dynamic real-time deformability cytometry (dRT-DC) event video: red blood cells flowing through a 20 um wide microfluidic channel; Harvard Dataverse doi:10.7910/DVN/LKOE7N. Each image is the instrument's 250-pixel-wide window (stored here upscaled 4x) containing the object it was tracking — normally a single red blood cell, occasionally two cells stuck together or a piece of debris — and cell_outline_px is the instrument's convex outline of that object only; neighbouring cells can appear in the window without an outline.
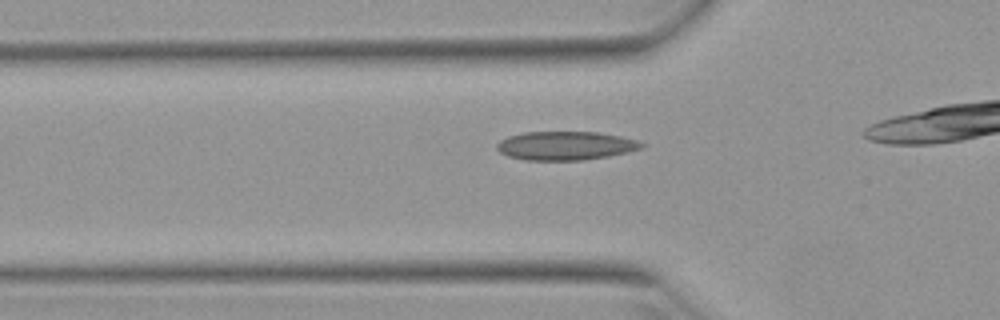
{"species": "Egyptian fruit bat (a non-hibernating species)", "species_latin": "Rousettus aegyptiacus", "temperature_condition": "warm", "stored_images_in_passage": 16, "camera_frame_rate_fps": 3000, "um_per_image_px": 0.085, "animal": {"sex": "female"}, "frame": {"image": 1, "passage_image": 4, "time_ms": 1.0, "image_size_px": [1000, 320], "cell_outline_px": [[648, 144], [644, 148], [628, 152], [608, 156], [584, 160], [524, 160], [508, 156], [500, 152], [496, 148], [496, 144], [500, 140], [508, 136], [524, 132], [596, 132], [620, 136], [636, 140]], "centroid_in_image_um": [48.09, 12.38], "position_along_channel_um": 77.7, "area_um2": 24.33}}
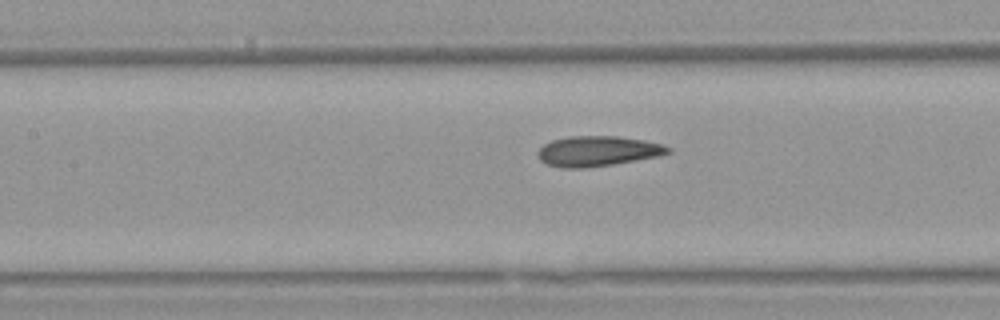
{"frame": {"image": 2, "passage_image": 10, "time_ms": 3.0, "image_size_px": [1000, 320], "cell_outline_px": [[672, 152], [660, 156], [612, 164], [584, 168], [564, 168], [548, 164], [540, 160], [536, 156], [536, 152], [544, 144], [552, 140], [568, 136], [620, 136], [644, 140], [660, 144], [672, 148]], "centroid_in_image_um": [50.8, 12.84], "position_along_channel_um": 156.6, "area_um2": 23.0}}
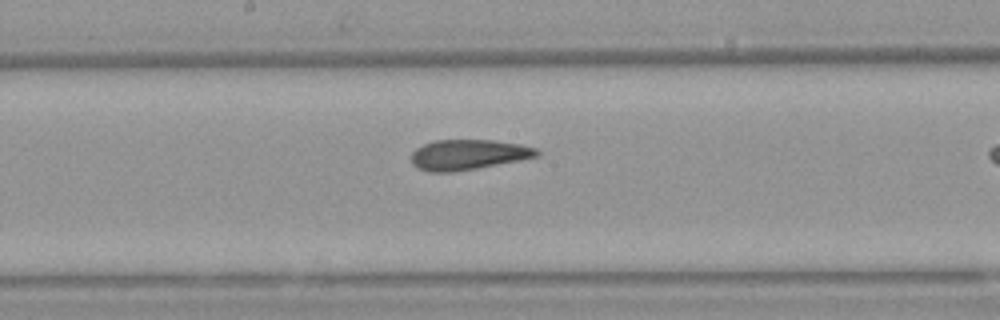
{"frame": {"image": 3, "passage_image": 14, "time_ms": 4.333, "image_size_px": [1000, 320], "cell_outline_px": [[540, 156], [520, 160], [456, 172], [428, 172], [416, 168], [412, 164], [412, 152], [416, 148], [424, 144], [436, 140], [492, 140], [520, 144], [536, 148], [540, 152]], "centroid_in_image_um": [39.79, 13.15], "position_along_channel_um": 208.4, "area_um2": 22.25}}